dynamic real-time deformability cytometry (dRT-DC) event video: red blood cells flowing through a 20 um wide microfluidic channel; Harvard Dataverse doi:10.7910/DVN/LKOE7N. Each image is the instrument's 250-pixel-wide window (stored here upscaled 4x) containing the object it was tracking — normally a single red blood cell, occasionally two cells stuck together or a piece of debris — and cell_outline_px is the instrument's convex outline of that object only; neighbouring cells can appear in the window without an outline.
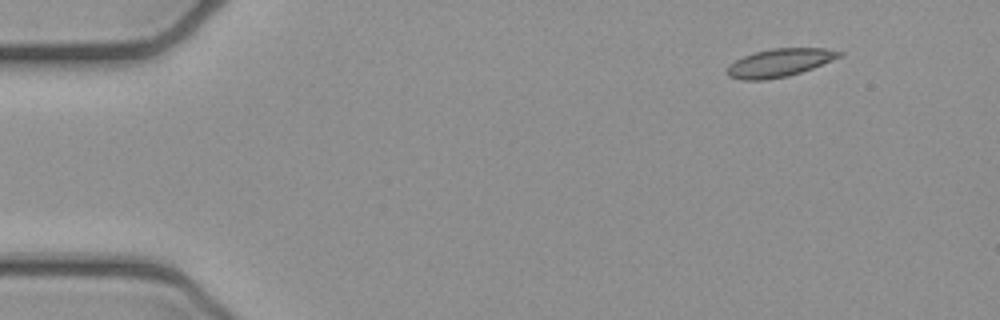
{"species": "common noctule bat (a hibernating species)", "species_latin": "Nyctalus noctula", "temperature_condition": "cold", "stored_images_in_passage": 4, "camera_frame_rate_fps": 3000, "um_per_image_px": 0.085, "animal": {"sex": "female", "body_mass_g": 21.9}, "frame": {"image": 1, "passage_image": 1, "time_ms": 0.0, "image_size_px": [1000, 320], "cell_outline_px": [[844, 56], [812, 68], [788, 76], [764, 80], [740, 80], [728, 76], [724, 72], [728, 64], [744, 56], [756, 52], [772, 48], [824, 48], [844, 52]], "centroid_in_image_um": [66.25, 5.34], "position_along_channel_um": 18.8, "area_um2": 18.5}}
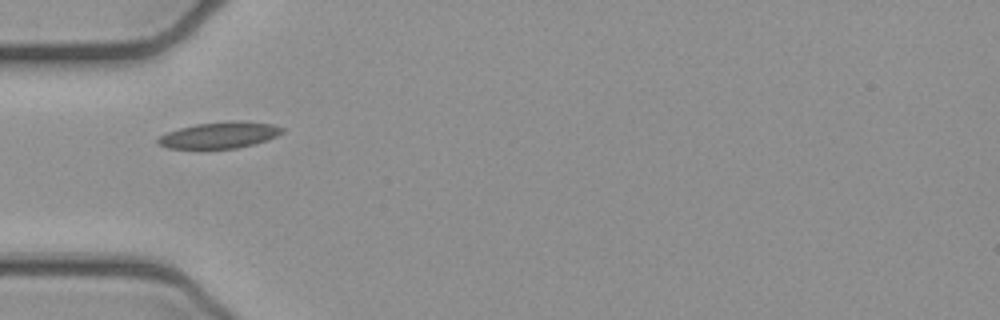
{"frame": {"image": 2, "passage_image": 4, "time_ms": 1.0, "image_size_px": [1000, 320], "cell_outline_px": [[284, 132], [276, 136], [256, 144], [236, 148], [200, 152], [168, 148], [156, 144], [156, 140], [160, 136], [168, 132], [180, 128], [196, 124], [232, 120], [236, 120], [272, 124], [284, 128]], "centroid_in_image_um": [18.6, 11.54], "position_along_channel_um": 66.4, "area_um2": 20.0}}